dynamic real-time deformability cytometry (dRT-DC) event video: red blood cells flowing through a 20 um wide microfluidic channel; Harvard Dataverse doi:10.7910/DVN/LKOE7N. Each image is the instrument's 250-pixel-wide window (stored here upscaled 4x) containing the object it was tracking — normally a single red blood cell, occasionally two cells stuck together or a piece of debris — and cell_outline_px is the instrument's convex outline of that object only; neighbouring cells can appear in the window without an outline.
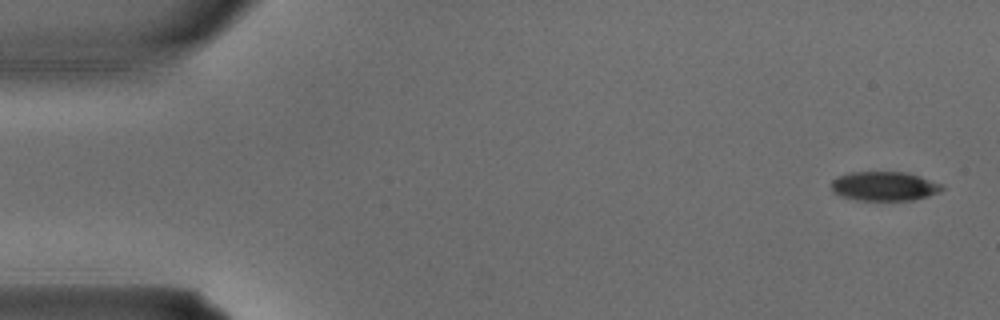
{"species": "common noctule bat (a hibernating species)", "species_latin": "Nyctalus noctula", "temperature_condition": "warm", "stored_images_in_passage": 3, "camera_frame_rate_fps": 3000, "um_per_image_px": 0.085, "animal": {"sex": "male", "body_mass_g": 15.6}, "frame": {"image": 1, "passage_image": 1, "time_ms": 0.0, "image_size_px": [1000, 320], "cell_outline_px": [[944, 188], [940, 192], [928, 196], [912, 200], [856, 200], [840, 196], [832, 192], [832, 180], [836, 176], [848, 172], [908, 172], [944, 184]], "centroid_in_image_um": [75.17, 15.82], "position_along_channel_um": 9.8, "area_um2": 19.13}}